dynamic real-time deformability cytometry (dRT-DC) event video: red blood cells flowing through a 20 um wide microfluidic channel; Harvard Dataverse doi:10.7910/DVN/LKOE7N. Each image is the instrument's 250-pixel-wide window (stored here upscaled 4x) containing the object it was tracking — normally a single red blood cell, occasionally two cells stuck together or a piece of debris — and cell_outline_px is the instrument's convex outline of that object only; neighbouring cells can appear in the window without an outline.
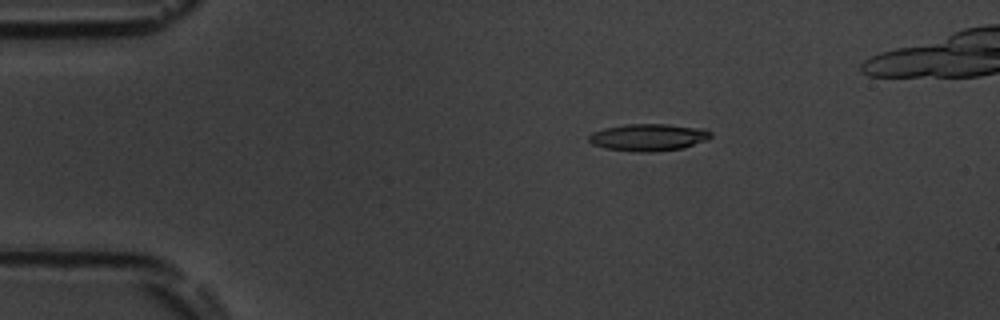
{"species": "common noctule bat (a hibernating species)", "species_latin": "Nyctalus noctula", "temperature_condition": "room temperature", "stored_images_in_passage": 41, "camera_frame_rate_fps": 3000, "um_per_image_px": 0.085, "animal": {"sex": "male", "body_mass_g": 19.5, "forearm_length_mm": 54.6}, "frame": {"image": 1, "passage_image": 1, "time_ms": 0.0, "image_size_px": [1000, 320], "cell_outline_px": [[712, 136], [708, 140], [684, 148], [652, 152], [636, 152], [604, 148], [592, 144], [588, 140], [588, 136], [592, 132], [604, 128], [624, 124], [668, 124], [704, 128], [712, 132]], "centroid_in_image_um": [55.13, 11.67], "position_along_channel_um": 29.9, "area_um2": 19.59}}
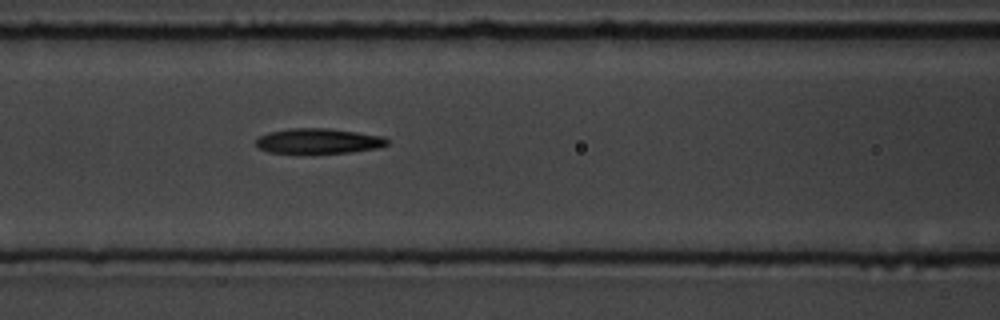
{"frame": {"image": 2, "passage_image": 14, "time_ms": 4.333, "image_size_px": [1000, 320], "cell_outline_px": [[388, 144], [380, 148], [352, 152], [268, 152], [260, 148], [256, 144], [256, 140], [260, 136], [268, 132], [288, 128], [328, 128], [384, 136], [388, 140]], "centroid_in_image_um": [27.1, 11.97], "position_along_channel_um": 139.5, "area_um2": 19.02}}
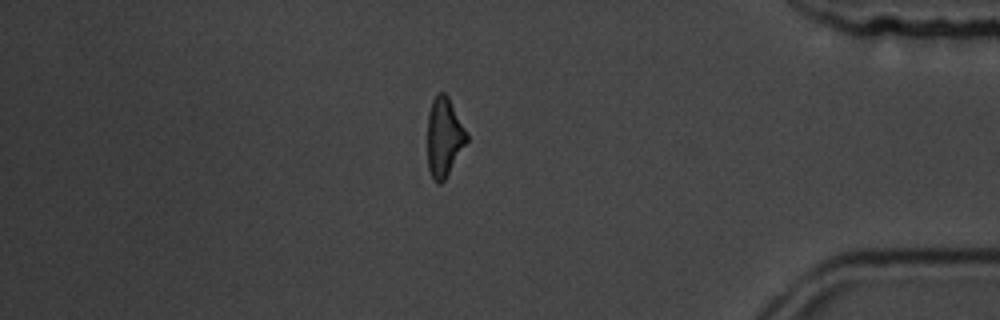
{"frame": {"image": 3, "passage_image": 37, "time_ms": 12.0, "image_size_px": [1000, 320], "cell_outline_px": [[468, 140], [444, 180], [440, 184], [436, 184], [432, 180], [428, 168], [428, 112], [432, 100], [436, 92], [444, 92], [448, 96], [468, 132]], "centroid_in_image_um": [37.75, 11.64], "position_along_channel_um": 397.5, "area_um2": 18.26}}